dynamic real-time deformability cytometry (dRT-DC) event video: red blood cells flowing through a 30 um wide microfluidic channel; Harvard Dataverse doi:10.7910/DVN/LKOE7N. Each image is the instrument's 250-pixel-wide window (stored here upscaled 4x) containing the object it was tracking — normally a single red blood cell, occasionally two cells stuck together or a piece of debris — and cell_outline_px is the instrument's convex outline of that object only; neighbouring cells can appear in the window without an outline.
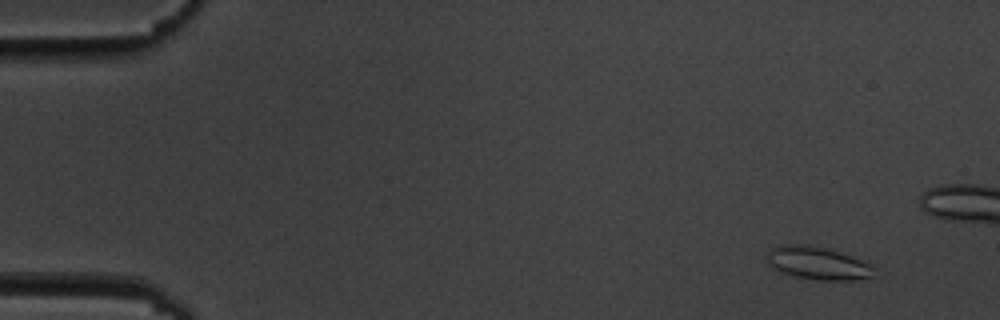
{"species": "common noctule bat (a hibernating species)", "species_latin": "Nyctalus noctula", "temperature_condition": "cold", "stored_images_in_passage": 6, "camera_frame_rate_fps": 3000, "um_per_image_px": 0.085, "animal": {"sex": "male", "body_mass_g": 19.5, "forearm_length_mm": 54.6}, "frame": {"image": 1, "passage_image": 6, "time_ms": 6.667, "image_size_px": [1000, 320], "cell_outline_px": [[872, 276], [856, 280], [816, 280], [796, 276], [780, 272], [772, 268], [764, 260], [764, 256], [772, 248], [780, 244], [808, 244], [828, 248], [852, 256], [872, 264]], "centroid_in_image_um": [69.43, 22.35], "position_along_channel_um": 15.6, "area_um2": 20.81}}